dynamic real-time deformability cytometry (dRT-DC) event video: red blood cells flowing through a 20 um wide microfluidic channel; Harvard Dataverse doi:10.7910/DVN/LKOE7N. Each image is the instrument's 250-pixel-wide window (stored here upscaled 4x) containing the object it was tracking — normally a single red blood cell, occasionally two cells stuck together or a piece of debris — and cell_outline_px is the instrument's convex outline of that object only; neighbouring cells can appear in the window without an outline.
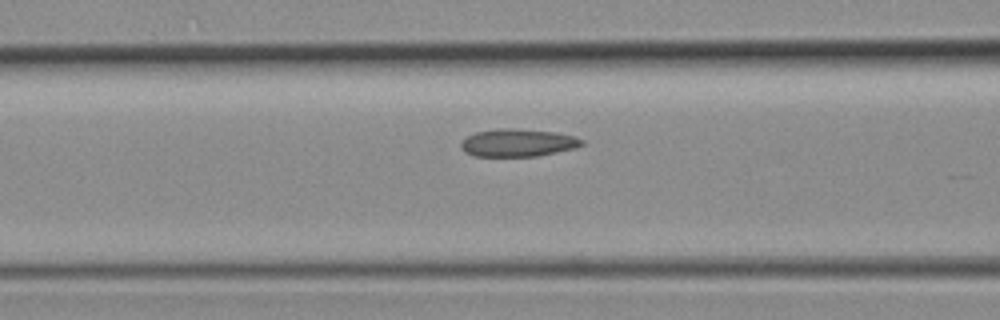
{"species": "common noctule bat (a hibernating species)", "species_latin": "Nyctalus noctula", "temperature_condition": "room temperature", "stored_images_in_passage": 4, "camera_frame_rate_fps": 3000, "um_per_image_px": 0.085, "animal": {"sex": "female", "body_mass_g": 19.3, "forearm_length_mm": 54.1}, "frame": {"image": 1, "passage_image": 4, "time_ms": 1.0, "image_size_px": [1000, 320], "cell_outline_px": [[584, 144], [576, 148], [536, 156], [472, 156], [464, 152], [460, 148], [460, 144], [468, 136], [476, 132], [496, 128], [516, 128], [556, 132], [572, 136], [584, 140]], "centroid_in_image_um": [44.0, 12.13], "position_along_channel_um": 122.6, "area_um2": 19.59}}